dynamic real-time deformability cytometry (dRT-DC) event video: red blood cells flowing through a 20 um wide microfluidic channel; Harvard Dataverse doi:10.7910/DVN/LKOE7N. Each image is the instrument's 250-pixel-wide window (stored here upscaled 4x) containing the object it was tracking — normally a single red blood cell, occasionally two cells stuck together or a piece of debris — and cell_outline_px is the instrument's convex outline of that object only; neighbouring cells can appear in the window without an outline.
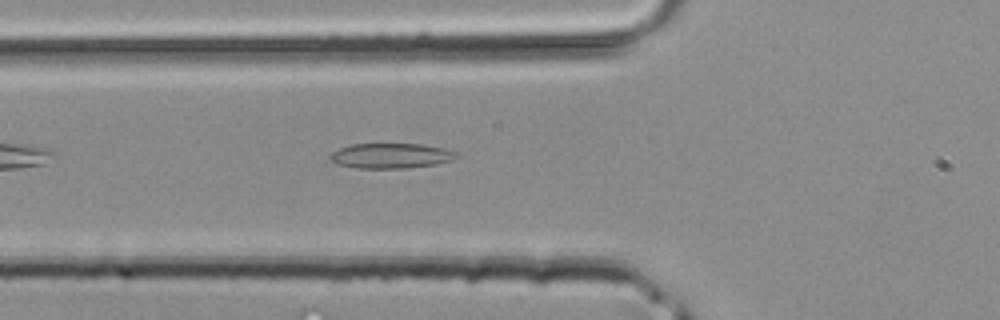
{"species": "common noctule bat (a hibernating species)", "species_latin": "Nyctalus noctula", "temperature_condition": "room temperature", "stored_images_in_passage": 29, "camera_frame_rate_fps": 3000, "um_per_image_px": 0.085, "animal": {"sex": "male", "body_mass_g": 20.4}, "frame": {"image": 1, "passage_image": 3, "time_ms": 0.667, "image_size_px": [1000, 320], "cell_outline_px": [[460, 156], [452, 160], [436, 164], [404, 168], [356, 168], [336, 164], [328, 160], [328, 156], [332, 152], [348, 144], [424, 144], [444, 148], [456, 152]], "centroid_in_image_um": [33.19, 13.24], "position_along_channel_um": 92.6, "area_um2": 18.67}}
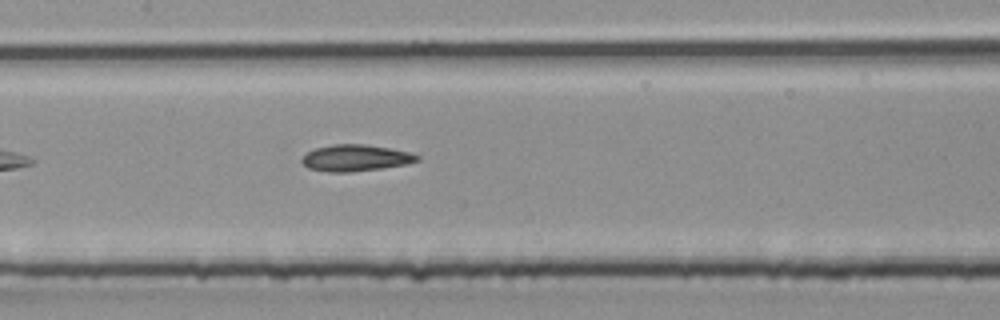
{"frame": {"image": 2, "passage_image": 8, "time_ms": 2.333, "image_size_px": [1000, 320], "cell_outline_px": [[420, 160], [408, 164], [380, 168], [348, 172], [328, 172], [308, 168], [300, 160], [308, 152], [316, 148], [332, 144], [364, 144], [388, 148], [408, 152], [420, 156]], "centroid_in_image_um": [30.22, 13.42], "position_along_channel_um": 177.2, "area_um2": 17.63}}
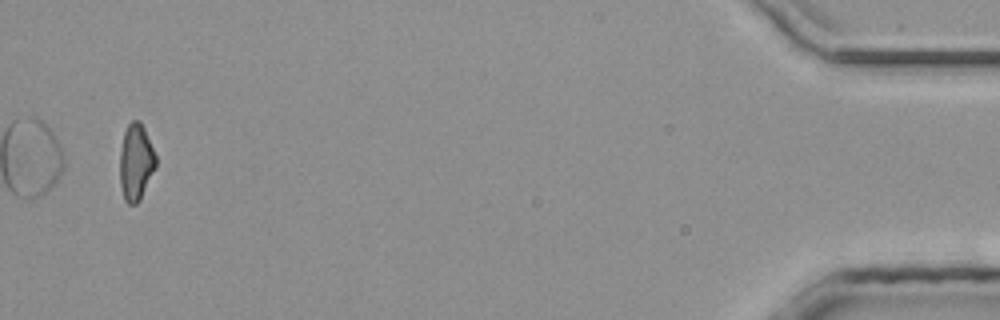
{"frame": {"image": 3, "passage_image": 28, "time_ms": 9.0, "image_size_px": [1000, 320], "cell_outline_px": [[156, 168], [140, 200], [136, 204], [128, 204], [124, 200], [120, 184], [120, 152], [124, 132], [128, 124], [132, 120], [140, 120], [144, 128], [156, 156]], "centroid_in_image_um": [11.55, 13.8], "position_along_channel_um": 423.6, "area_um2": 16.13}}